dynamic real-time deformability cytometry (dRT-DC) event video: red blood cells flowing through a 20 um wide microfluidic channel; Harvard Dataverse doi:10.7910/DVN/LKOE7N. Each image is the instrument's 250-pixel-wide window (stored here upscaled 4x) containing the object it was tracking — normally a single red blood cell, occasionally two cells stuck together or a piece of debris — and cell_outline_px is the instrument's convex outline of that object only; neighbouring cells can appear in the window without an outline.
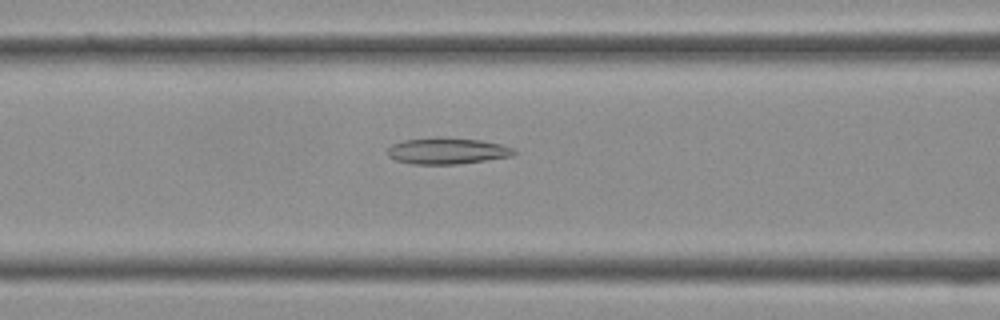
{"species": "Egyptian fruit bat (a non-hibernating species)", "species_latin": "Rousettus aegyptiacus", "temperature_condition": "cold", "stored_images_in_passage": 28, "camera_frame_rate_fps": 3000, "um_per_image_px": 0.085, "frame": {"image": 1, "passage_image": 12, "time_ms": 3.667, "image_size_px": [1000, 320], "cell_outline_px": [[516, 152], [512, 156], [460, 164], [412, 164], [396, 160], [388, 156], [388, 148], [392, 144], [404, 140], [436, 136], [440, 136], [480, 140], [500, 144], [512, 148]], "centroid_in_image_um": [37.98, 12.82], "position_along_channel_um": 128.6, "area_um2": 19.54}}
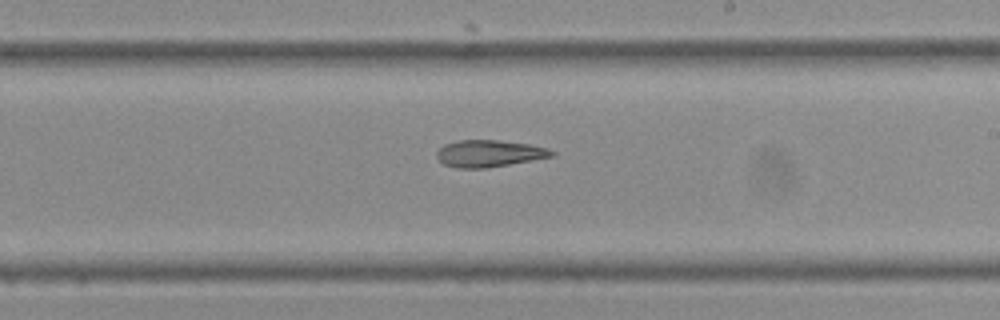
{"frame": {"image": 2, "passage_image": 19, "time_ms": 6.0, "image_size_px": [1000, 320], "cell_outline_px": [[556, 156], [484, 168], [456, 168], [444, 164], [436, 156], [436, 152], [444, 144], [456, 140], [500, 140], [528, 144], [548, 148], [556, 152]], "centroid_in_image_um": [41.58, 13.04], "position_along_channel_um": 247.4, "area_um2": 18.03}}
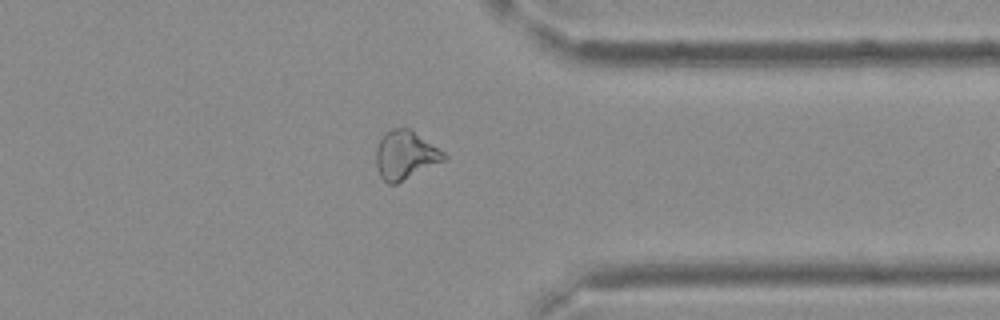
{"frame": {"image": 3, "passage_image": 27, "time_ms": 8.667, "image_size_px": [1000, 320], "cell_outline_px": [[448, 160], [396, 184], [388, 184], [380, 176], [376, 168], [376, 148], [384, 132], [392, 128], [408, 128], [444, 152], [448, 156]], "centroid_in_image_um": [34.46, 13.21], "position_along_channel_um": 376.9, "area_um2": 19.36}}